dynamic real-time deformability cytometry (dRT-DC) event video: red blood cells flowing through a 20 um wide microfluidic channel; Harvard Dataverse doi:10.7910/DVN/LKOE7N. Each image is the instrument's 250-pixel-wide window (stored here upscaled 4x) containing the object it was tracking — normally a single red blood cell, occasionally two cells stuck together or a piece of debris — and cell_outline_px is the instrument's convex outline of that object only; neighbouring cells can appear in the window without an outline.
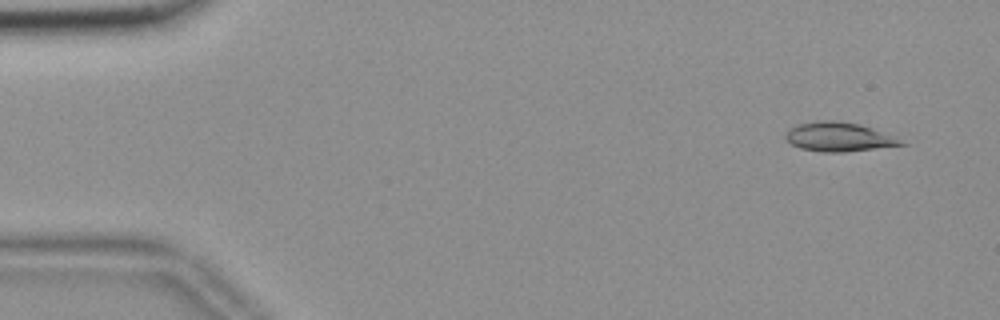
{"species": "common noctule bat (a hibernating species)", "species_latin": "Nyctalus noctula", "temperature_condition": "room temperature", "stored_images_in_passage": 53, "camera_frame_rate_fps": 3000, "um_per_image_px": 0.085, "animal": {"sex": "female", "body_mass_g": 18.4}, "frame": {"image": 1, "passage_image": 1, "time_ms": 0.0, "image_size_px": [1000, 320], "cell_outline_px": [[908, 144], [844, 152], [824, 152], [800, 148], [792, 144], [784, 136], [788, 128], [796, 124], [816, 120], [840, 120], [860, 124], [872, 128], [892, 136]], "centroid_in_image_um": [71.24, 11.61], "position_along_channel_um": 13.8, "area_um2": 19.59}}
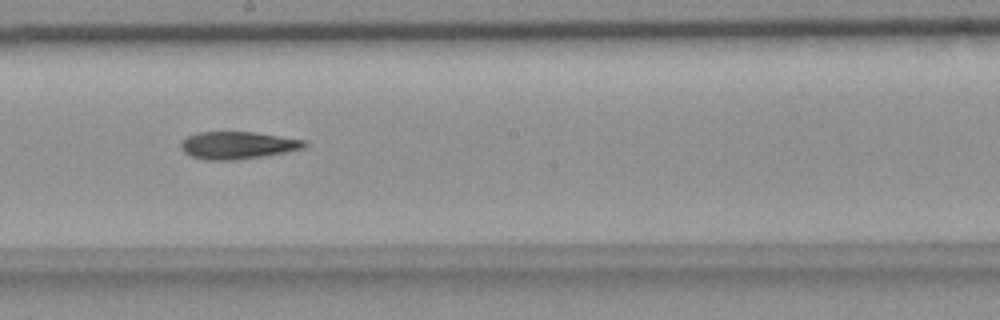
{"frame": {"image": 2, "passage_image": 28, "time_ms": 9.0, "image_size_px": [1000, 320], "cell_outline_px": [[308, 144], [300, 148], [284, 152], [260, 156], [232, 160], [204, 160], [192, 156], [184, 152], [180, 148], [180, 144], [188, 136], [196, 132], [252, 132], [304, 140]], "centroid_in_image_um": [20.12, 12.34], "position_along_channel_um": 228.1, "area_um2": 19.31}}
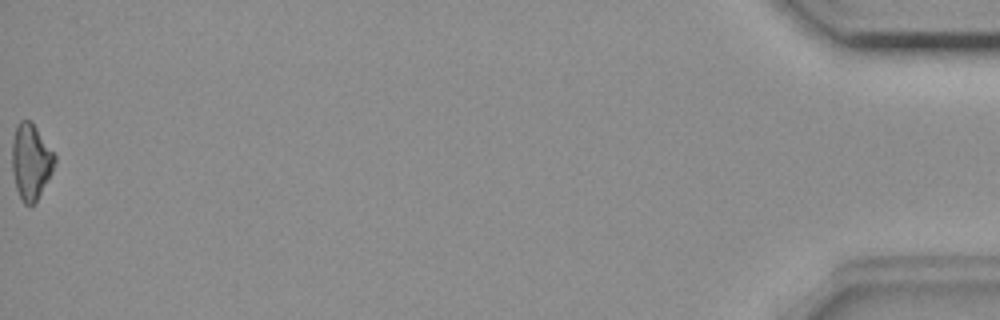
{"frame": {"image": 3, "passage_image": 53, "time_ms": 17.333, "image_size_px": [1000, 320], "cell_outline_px": [[56, 160], [52, 172], [36, 200], [32, 204], [24, 204], [16, 188], [12, 172], [12, 140], [16, 124], [20, 120], [32, 120], [56, 156]], "centroid_in_image_um": [2.61, 13.67], "position_along_channel_um": 432.6, "area_um2": 18.79}, "authors_computed_cell_mechanics": {"area_um2": 19.5942, "velocity_mm_per_s": 3.6649, "shape_relaxation_time_tau1_ms": 5.7263, "shape_relaxation_time_tau2_ms": 10.9811, "deformation_change_tau1": 0.1501, "deformation_change_tau2": 0.2411}}